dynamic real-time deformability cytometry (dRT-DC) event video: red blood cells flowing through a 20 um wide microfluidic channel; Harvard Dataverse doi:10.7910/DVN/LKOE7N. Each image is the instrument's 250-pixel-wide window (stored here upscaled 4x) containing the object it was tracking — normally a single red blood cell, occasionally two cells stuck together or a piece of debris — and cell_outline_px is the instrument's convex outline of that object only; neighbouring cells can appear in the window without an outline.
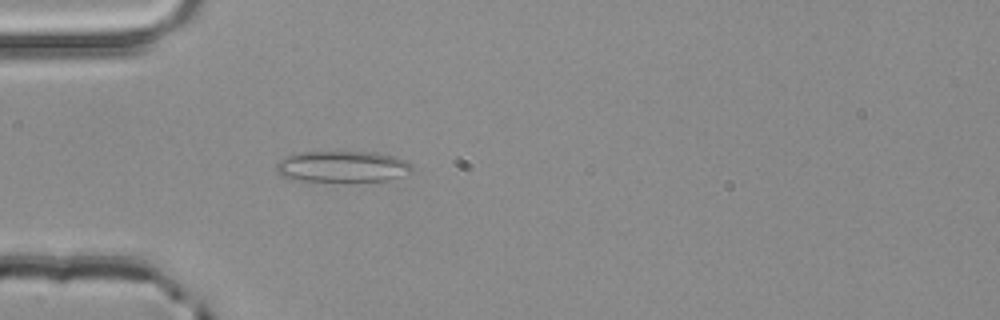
{"species": "common noctule bat (a hibernating species)", "species_latin": "Nyctalus noctula", "temperature_condition": "room temperature", "stored_images_in_passage": 2, "camera_frame_rate_fps": 3000, "um_per_image_px": 0.085, "animal": {"sex": "male", "body_mass_g": 20.4}, "frame": {"image": 1, "passage_image": 2, "time_ms": 0.333, "image_size_px": [1000, 320], "cell_outline_px": [[412, 172], [388, 180], [348, 184], [292, 180], [280, 176], [276, 168], [276, 164], [280, 160], [288, 156], [304, 152], [376, 152], [396, 156], [412, 164]], "centroid_in_image_um": [29.12, 14.21], "position_along_channel_um": 55.9, "area_um2": 25.72}}